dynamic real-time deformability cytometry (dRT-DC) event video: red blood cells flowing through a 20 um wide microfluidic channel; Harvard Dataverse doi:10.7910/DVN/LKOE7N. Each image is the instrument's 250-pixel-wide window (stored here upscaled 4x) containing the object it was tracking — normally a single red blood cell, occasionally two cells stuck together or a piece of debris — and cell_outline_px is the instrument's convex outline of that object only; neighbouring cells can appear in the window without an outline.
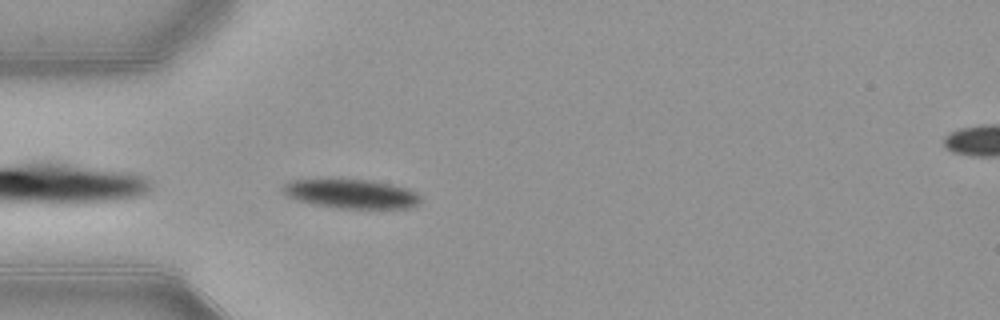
{"species": "common noctule bat (a hibernating species)", "species_latin": "Nyctalus noctula", "temperature_condition": "warm", "stored_images_in_passage": 39, "camera_frame_rate_fps": 3000, "um_per_image_px": 0.085, "animal": {"sex": "female", "body_mass_g": 21.9}, "frame": {"image": 1, "passage_image": 2, "time_ms": 0.333, "image_size_px": [1000, 320], "cell_outline_px": [[420, 200], [416, 204], [408, 208], [340, 208], [312, 204], [296, 200], [288, 196], [280, 188], [284, 184], [292, 180], [328, 176], [368, 180], [408, 188], [416, 192], [420, 196]], "centroid_in_image_um": [29.75, 16.42], "position_along_channel_um": 55.2, "area_um2": 24.1}}
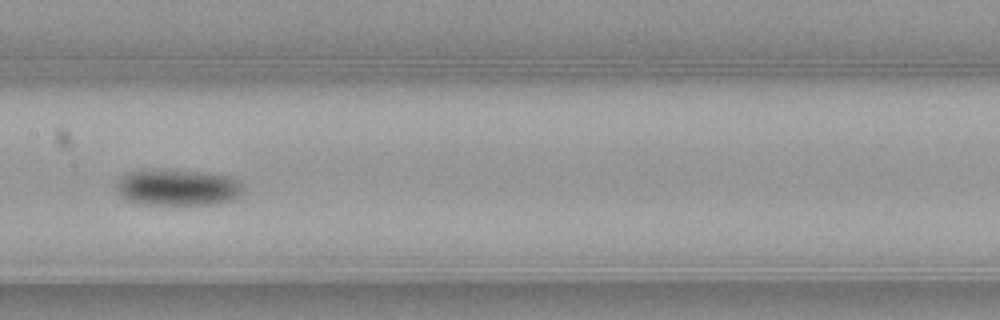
{"frame": {"image": 2, "passage_image": 13, "time_ms": 4.0, "image_size_px": [1000, 320], "cell_outline_px": [[244, 188], [240, 196], [232, 200], [220, 204], [144, 204], [128, 200], [120, 196], [116, 188], [116, 184], [120, 176], [128, 172], [164, 168], [204, 172], [228, 176], [240, 180]], "centroid_in_image_um": [15.12, 15.91], "position_along_channel_um": 192.3, "area_um2": 27.34}}
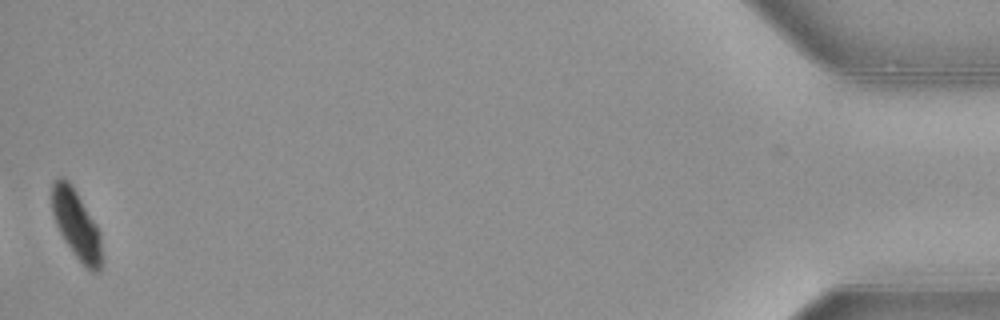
{"frame": {"image": 3, "passage_image": 39, "time_ms": 12.667, "image_size_px": [1000, 320], "cell_outline_px": [[100, 272], [92, 272], [76, 256], [64, 240], [56, 224], [52, 212], [52, 184], [60, 176], [64, 176], [68, 180], [76, 192], [96, 224], [100, 232]], "centroid_in_image_um": [6.47, 19.05], "position_along_channel_um": 428.7, "area_um2": 19.42}, "authors_computed_cell_mechanics": {"area_um2": 24.276, "velocity_mm_per_s": 3.8802, "shape_relaxation_time_tau1_ms": 3.2498, "shape_relaxation_time_tau2_ms": null, "deformation_change_tau1": 0.1382, "deformation_change_tau2": null}}